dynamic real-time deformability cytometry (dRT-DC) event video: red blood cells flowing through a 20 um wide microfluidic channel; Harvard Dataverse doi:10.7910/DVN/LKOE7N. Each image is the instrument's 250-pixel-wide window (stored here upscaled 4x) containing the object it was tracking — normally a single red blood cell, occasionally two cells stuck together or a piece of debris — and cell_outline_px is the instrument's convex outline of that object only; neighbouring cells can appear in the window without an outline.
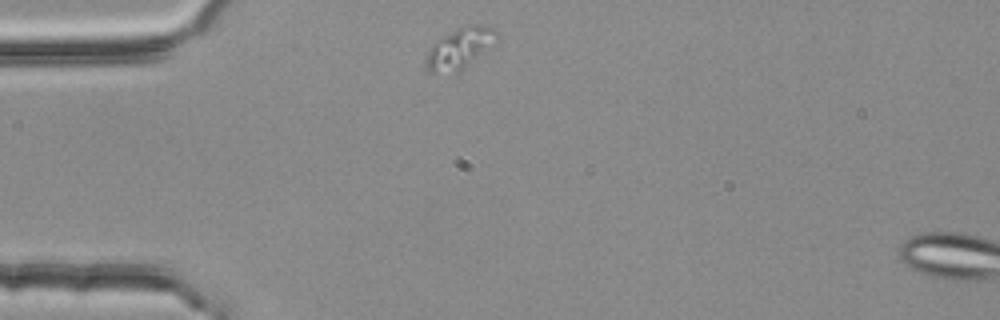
{"species": "common noctule bat (a hibernating species)", "species_latin": "Nyctalus noctula", "temperature_condition": "room temperature", "stored_images_in_passage": 2, "segment_of_instrument_passage": [1, 2], "camera_frame_rate_fps": 3000, "um_per_image_px": 0.085, "animal": {"sex": "female", "body_mass_g": 25.1}, "frame": {"image": 1, "passage_image": 1, "time_ms": 0.0, "image_size_px": [1000, 320], "cell_outline_px": [[500, 40], [456, 76], [424, 72], [424, 56], [432, 44], [444, 36], [464, 24], [480, 24], [492, 28], [500, 32]], "centroid_in_image_um": [39.07, 4.17], "position_along_channel_um": 45.9, "area_um2": 18.09}}